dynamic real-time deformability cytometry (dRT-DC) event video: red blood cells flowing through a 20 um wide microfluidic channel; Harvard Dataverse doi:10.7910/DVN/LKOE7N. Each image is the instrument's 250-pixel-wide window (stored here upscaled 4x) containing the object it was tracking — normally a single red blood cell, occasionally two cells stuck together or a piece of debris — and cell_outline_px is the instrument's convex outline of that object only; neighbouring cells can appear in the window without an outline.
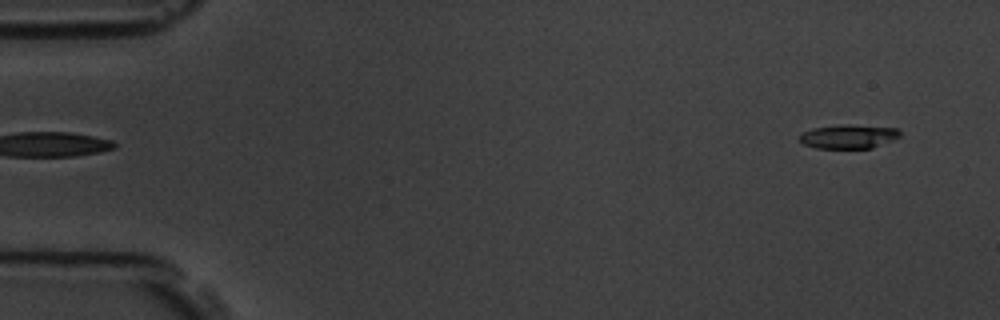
{"species": "common noctule bat (a hibernating species)", "species_latin": "Nyctalus noctula", "temperature_condition": "room temperature", "stored_images_in_passage": 5, "segment_of_instrument_passage": [2, 2], "camera_frame_rate_fps": 3000, "um_per_image_px": 0.085, "animal": {"sex": "male", "body_mass_g": 19.5, "forearm_length_mm": 54.6}, "frame": {"image": 1, "passage_image": 5, "time_ms": 5.333, "image_size_px": [1000, 320], "cell_outline_px": [[900, 136], [892, 140], [872, 148], [816, 148], [804, 144], [800, 140], [800, 132], [812, 128], [836, 124], [848, 124], [896, 128], [900, 132]], "centroid_in_image_um": [72.09, 11.59], "position_along_channel_um": 12.9, "area_um2": 14.1}}